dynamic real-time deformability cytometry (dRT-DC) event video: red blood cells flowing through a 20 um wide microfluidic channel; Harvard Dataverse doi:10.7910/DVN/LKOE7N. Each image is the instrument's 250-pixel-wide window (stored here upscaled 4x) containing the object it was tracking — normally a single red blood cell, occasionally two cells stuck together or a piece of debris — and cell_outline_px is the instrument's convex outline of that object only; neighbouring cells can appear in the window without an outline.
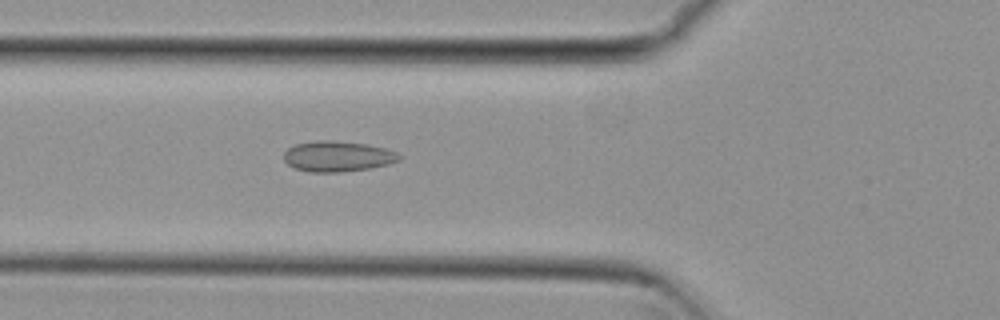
{"species": "common noctule bat (a hibernating species)", "species_latin": "Nyctalus noctula", "temperature_condition": "cold", "stored_images_in_passage": 51, "segment_of_instrument_passage": [1, 2], "camera_frame_rate_fps": 3000, "um_per_image_px": 0.085, "animal": {"sex": "female", "body_mass_g": 29.2, "forearm_length_mm": 56.3}, "frame": {"image": 1, "passage_image": 19, "time_ms": 6.0, "image_size_px": [1000, 320], "cell_outline_px": [[400, 160], [388, 164], [368, 168], [340, 172], [308, 172], [296, 168], [288, 164], [284, 160], [284, 152], [288, 148], [296, 144], [316, 140], [332, 140], [368, 144], [384, 148], [396, 152], [400, 156]], "centroid_in_image_um": [28.68, 13.28], "position_along_channel_um": 97.1, "area_um2": 20.46}}
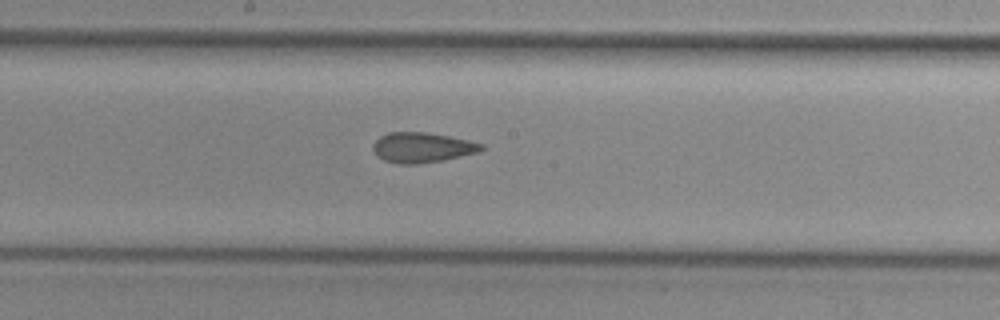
{"frame": {"image": 2, "passage_image": 28, "time_ms": 9.0, "image_size_px": [1000, 320], "cell_outline_px": [[484, 148], [480, 152], [444, 160], [416, 164], [400, 164], [384, 160], [376, 156], [372, 148], [372, 144], [380, 136], [388, 132], [428, 132], [468, 140], [484, 144]], "centroid_in_image_um": [35.87, 12.54], "position_along_channel_um": 212.3, "area_um2": 19.19}}
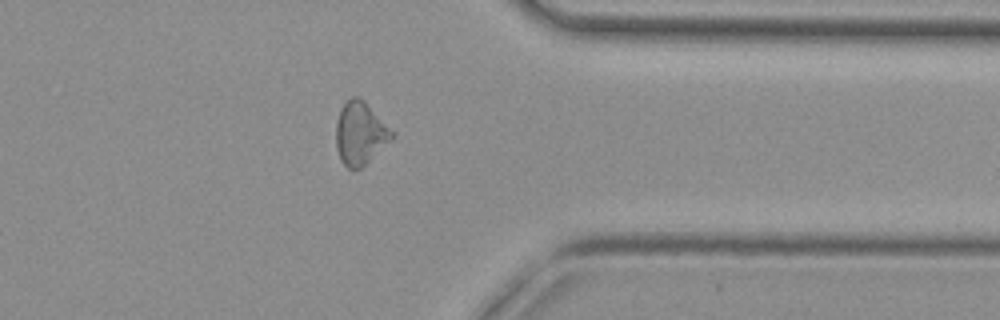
{"frame": {"image": 3, "passage_image": 42, "time_ms": 13.667, "image_size_px": [1000, 320], "cell_outline_px": [[396, 136], [360, 168], [348, 168], [340, 160], [336, 148], [336, 120], [340, 108], [352, 96], [356, 96], [364, 100], [396, 132]], "centroid_in_image_um": [30.63, 11.3], "position_along_channel_um": 380.8, "area_um2": 20.63}}